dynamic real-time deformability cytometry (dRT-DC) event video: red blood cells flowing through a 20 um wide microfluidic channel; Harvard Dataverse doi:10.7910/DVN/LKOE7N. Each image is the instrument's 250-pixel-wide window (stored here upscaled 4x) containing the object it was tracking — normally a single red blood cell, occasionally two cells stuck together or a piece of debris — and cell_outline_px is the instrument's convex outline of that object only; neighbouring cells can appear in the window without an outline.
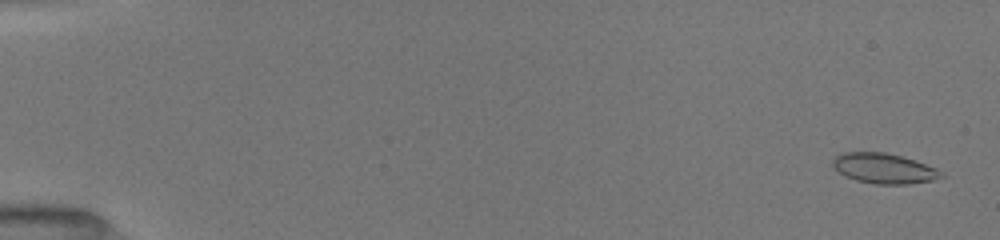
{"species": "common noctule bat (a hibernating species)", "species_latin": "Nyctalus noctula", "temperature_condition": "room temperature", "stored_images_in_passage": 52, "camera_frame_rate_fps": 3000, "um_per_image_px": 0.085, "animal": {"sex": "female", "body_mass_g": 19.5, "forearm_length_mm": 54.1}, "frame": {"image": 1, "passage_image": 2, "time_ms": 0.333, "image_size_px": [1000, 240], "cell_outline_px": [[944, 176], [932, 180], [908, 184], [876, 184], [856, 180], [844, 176], [832, 164], [832, 160], [836, 156], [844, 152], [884, 152], [916, 160], [936, 168], [944, 172]], "centroid_in_image_um": [75.16, 14.31], "position_along_channel_um": 9.8, "area_um2": 19.02}}
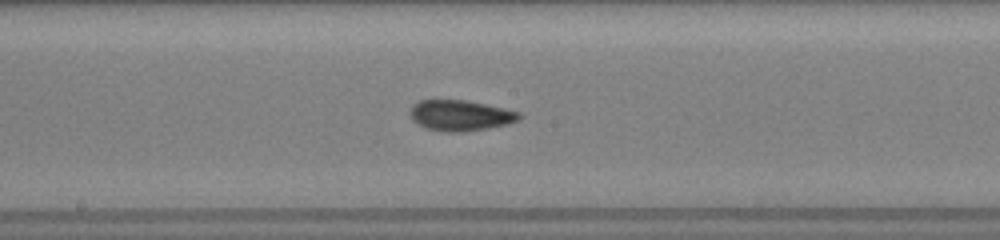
{"frame": {"image": 2, "passage_image": 29, "time_ms": 9.333, "image_size_px": [1000, 240], "cell_outline_px": [[524, 116], [520, 120], [508, 124], [488, 128], [460, 132], [448, 132], [424, 128], [412, 120], [408, 112], [412, 104], [420, 100], [464, 100], [504, 108], [520, 112]], "centroid_in_image_um": [39.12, 9.81], "position_along_channel_um": 209.1, "area_um2": 19.71}}
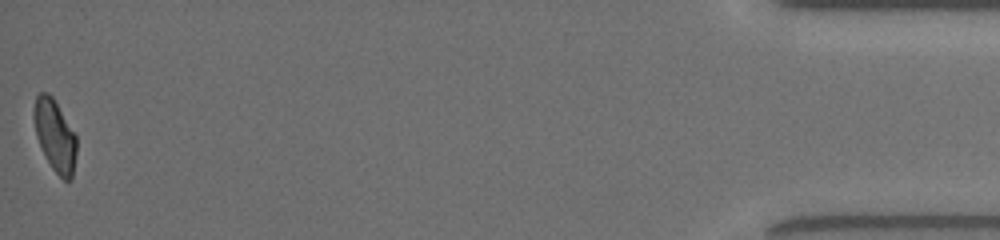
{"frame": {"image": 3, "passage_image": 52, "time_ms": 17.0, "image_size_px": [1000, 240], "cell_outline_px": [[76, 152], [72, 180], [64, 180], [52, 168], [36, 136], [32, 116], [32, 112], [36, 96], [40, 92], [48, 92], [52, 96], [76, 136]], "centroid_in_image_um": [4.65, 11.49], "position_along_channel_um": 430.6, "area_um2": 17.63}, "authors_computed_cell_mechanics": {"area_um2": 18.8428, "velocity_mm_per_s": 4.0123, "shape_relaxation_time_tau1_ms": null, "shape_relaxation_time_tau2_ms": 1.7042, "deformation_change_tau1": null, "deformation_change_tau2": 0.06}}